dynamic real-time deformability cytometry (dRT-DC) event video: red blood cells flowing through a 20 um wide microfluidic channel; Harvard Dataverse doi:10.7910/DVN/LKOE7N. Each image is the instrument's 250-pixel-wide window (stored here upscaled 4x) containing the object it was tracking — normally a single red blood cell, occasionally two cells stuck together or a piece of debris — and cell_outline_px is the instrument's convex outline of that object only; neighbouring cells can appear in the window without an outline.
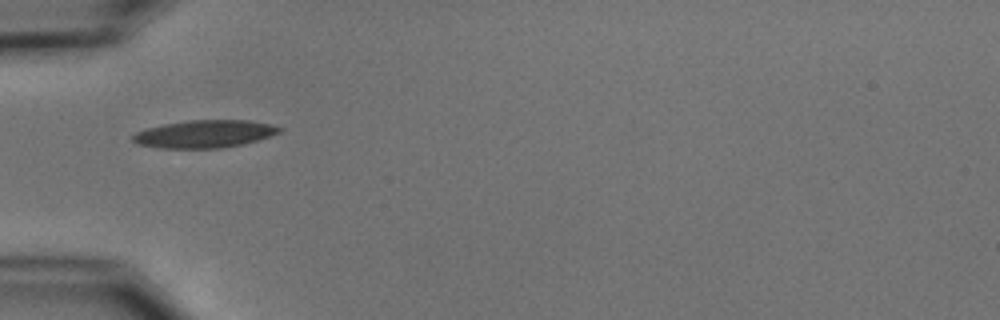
{"species": "common noctule bat (a hibernating species)", "species_latin": "Nyctalus noctula", "temperature_condition": "cold", "stored_images_in_passage": 4, "camera_frame_rate_fps": 3000, "um_per_image_px": 0.085, "animal": {"sex": "male", "body_mass_g": 15.6}, "frame": {"image": 1, "passage_image": 1, "time_ms": 0.0, "image_size_px": [1000, 320], "cell_outline_px": [[284, 128], [280, 132], [256, 140], [240, 144], [220, 148], [160, 148], [140, 144], [132, 140], [132, 136], [136, 132], [148, 128], [164, 124], [188, 120], [248, 120], [268, 124]], "centroid_in_image_um": [17.37, 11.38], "position_along_channel_um": 67.6, "area_um2": 23.24}}